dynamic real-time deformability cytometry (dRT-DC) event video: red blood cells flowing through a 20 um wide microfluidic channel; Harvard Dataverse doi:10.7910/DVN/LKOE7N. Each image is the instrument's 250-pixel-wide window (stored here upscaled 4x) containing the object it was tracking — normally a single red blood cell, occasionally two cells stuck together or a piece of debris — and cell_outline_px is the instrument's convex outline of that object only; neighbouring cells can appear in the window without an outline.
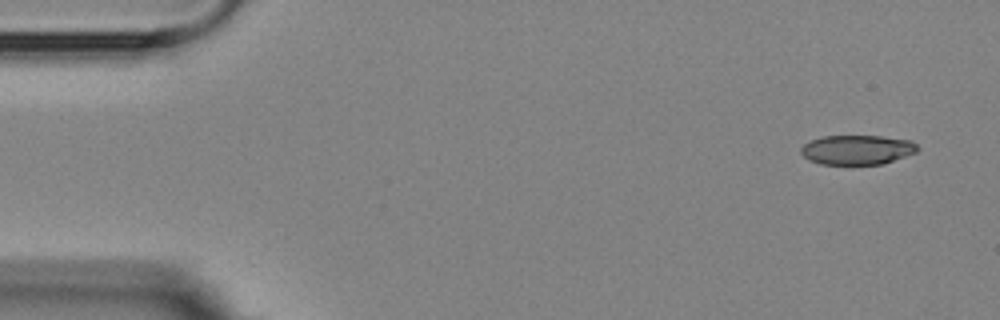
{"species": "Egyptian fruit bat (a non-hibernating species)", "species_latin": "Rousettus aegyptiacus", "temperature_condition": "room temperature", "stored_images_in_passage": 4, "segment_of_instrument_passage": [1, 2], "camera_frame_rate_fps": 3000, "um_per_image_px": 0.085, "animal": {"sex": "female"}, "frame": {"image": 1, "passage_image": 1, "time_ms": 0.0, "image_size_px": [1000, 320], "cell_outline_px": [[920, 148], [916, 152], [884, 164], [820, 164], [808, 160], [800, 152], [800, 148], [804, 144], [820, 136], [880, 136], [912, 140]], "centroid_in_image_um": [72.86, 12.73], "position_along_channel_um": 12.1, "area_um2": 20.17}}
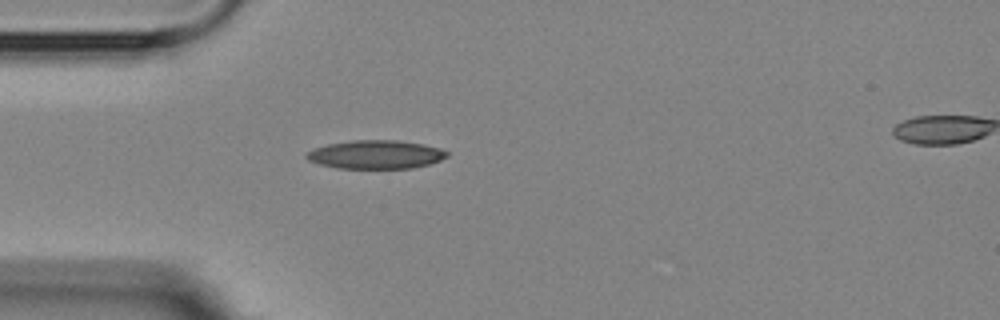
{"frame": {"image": 2, "passage_image": 3, "time_ms": 4.0, "image_size_px": [1000, 320], "cell_outline_px": [[448, 156], [440, 160], [428, 164], [412, 168], [336, 168], [320, 164], [308, 160], [304, 156], [308, 152], [316, 148], [328, 144], [352, 140], [396, 140], [424, 144], [440, 148], [448, 152]], "centroid_in_image_um": [31.95, 13.13], "position_along_channel_um": 53.1, "area_um2": 23.24}}